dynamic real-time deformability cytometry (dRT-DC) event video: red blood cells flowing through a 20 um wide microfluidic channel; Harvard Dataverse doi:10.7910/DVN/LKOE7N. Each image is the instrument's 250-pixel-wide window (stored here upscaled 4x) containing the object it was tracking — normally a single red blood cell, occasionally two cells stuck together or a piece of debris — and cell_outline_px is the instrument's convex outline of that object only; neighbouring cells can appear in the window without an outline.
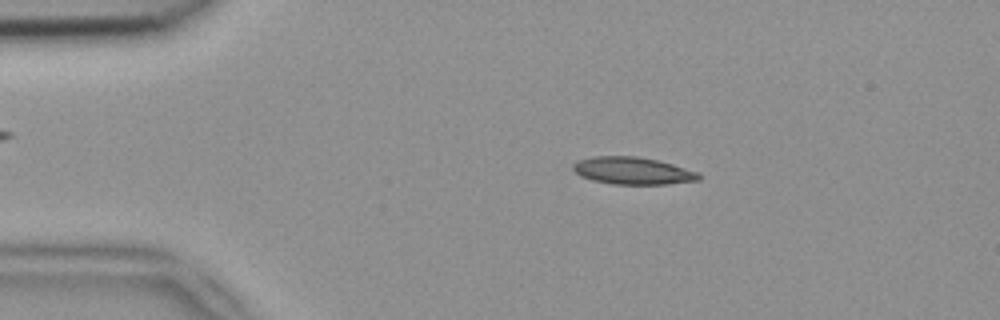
{"species": "common noctule bat (a hibernating species)", "species_latin": "Nyctalus noctula", "temperature_condition": "room temperature", "stored_images_in_passage": 50, "camera_frame_rate_fps": 3000, "um_per_image_px": 0.085, "animal": {"sex": "female", "body_mass_g": 18.4}, "frame": {"image": 1, "passage_image": 9, "time_ms": 2.667, "image_size_px": [1000, 320], "cell_outline_px": [[700, 180], [668, 184], [612, 184], [592, 180], [580, 176], [572, 168], [572, 164], [576, 160], [592, 156], [636, 156], [656, 160], [672, 164], [700, 172]], "centroid_in_image_um": [53.76, 14.51], "position_along_channel_um": 31.2, "area_um2": 20.11}}
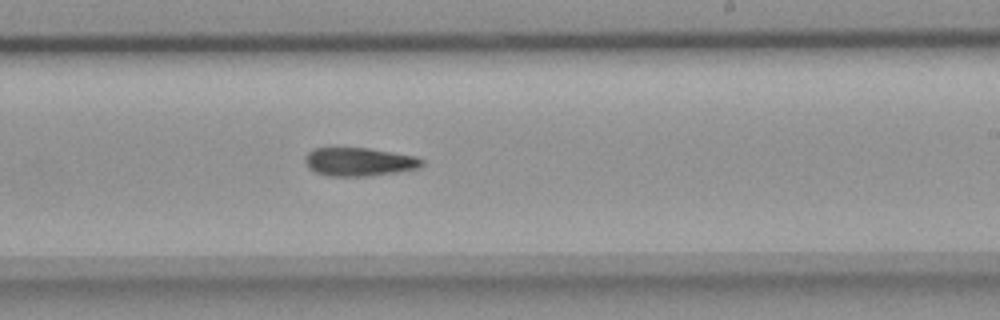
{"frame": {"image": 2, "passage_image": 30, "time_ms": 9.667, "image_size_px": [1000, 320], "cell_outline_px": [[424, 164], [420, 168], [396, 172], [368, 176], [328, 176], [316, 172], [308, 168], [304, 160], [304, 156], [312, 148], [368, 148], [416, 156], [424, 160]], "centroid_in_image_um": [30.52, 13.75], "position_along_channel_um": 258.5, "area_um2": 19.48}}
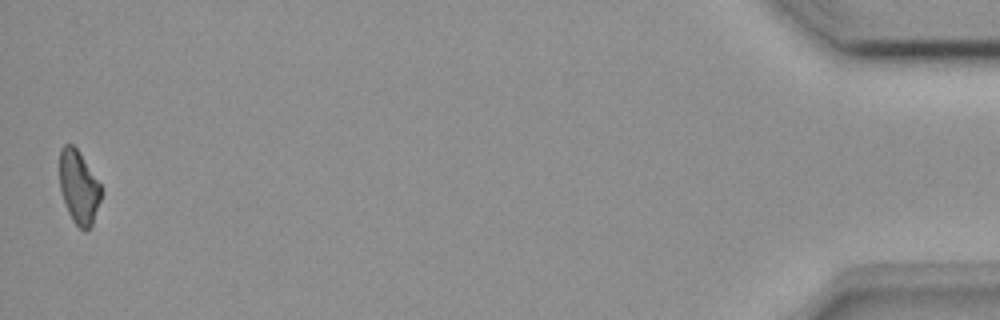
{"frame": {"image": 3, "passage_image": 50, "time_ms": 16.333, "image_size_px": [1000, 320], "cell_outline_px": [[100, 200], [92, 228], [84, 232], [72, 220], [68, 212], [60, 188], [60, 148], [64, 144], [72, 144], [76, 148], [100, 184]], "centroid_in_image_um": [6.69, 15.95], "position_along_channel_um": 428.5, "area_um2": 17.51}}